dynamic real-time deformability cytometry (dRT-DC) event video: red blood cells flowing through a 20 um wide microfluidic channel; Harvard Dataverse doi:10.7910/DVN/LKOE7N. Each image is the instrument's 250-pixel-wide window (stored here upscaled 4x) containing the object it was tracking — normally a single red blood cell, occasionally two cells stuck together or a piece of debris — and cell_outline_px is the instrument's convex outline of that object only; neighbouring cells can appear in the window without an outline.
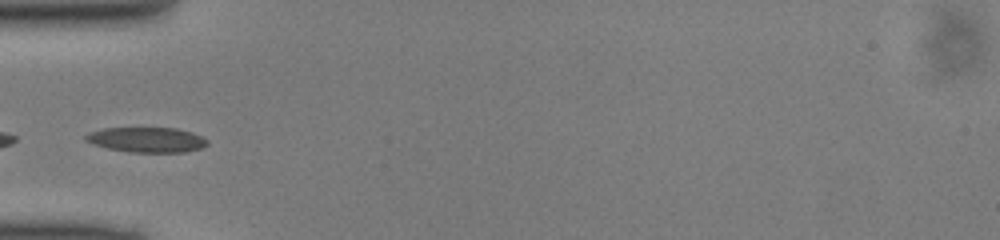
{"species": "common noctule bat (a hibernating species)", "species_latin": "Nyctalus noctula", "temperature_condition": "cold", "stored_images_in_passage": 27, "camera_frame_rate_fps": 3000, "um_per_image_px": 0.085, "animal": {"sex": "male", "body_mass_g": 13.0, "forearm_length_mm": 53.1}, "frame": {"image": 1, "passage_image": 1, "time_ms": 0.0, "image_size_px": [1000, 240], "cell_outline_px": [[208, 144], [200, 148], [184, 152], [128, 152], [108, 148], [92, 144], [84, 140], [84, 136], [92, 132], [104, 128], [176, 128], [192, 132], [208, 140]], "centroid_in_image_um": [12.47, 11.88], "position_along_channel_um": 72.5, "area_um2": 17.69}}
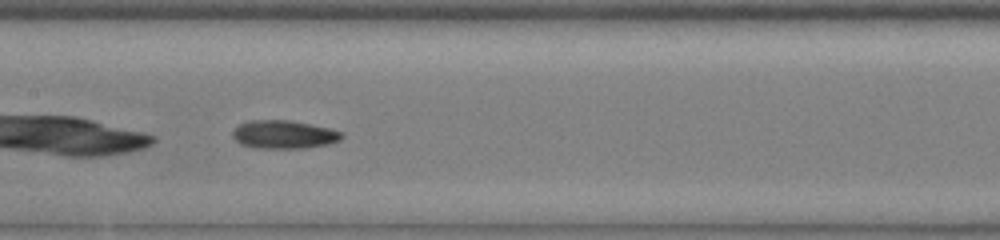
{"frame": {"image": 2, "passage_image": 9, "time_ms": 2.667, "image_size_px": [1000, 240], "cell_outline_px": [[344, 136], [340, 140], [328, 144], [304, 148], [256, 148], [240, 144], [232, 136], [232, 132], [240, 124], [248, 120], [288, 120], [328, 128], [344, 132]], "centroid_in_image_um": [24.13, 11.43], "position_along_channel_um": 183.3, "area_um2": 17.92}}
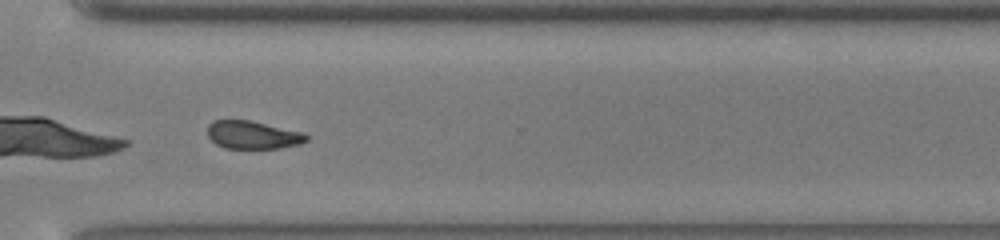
{"frame": {"image": 3, "passage_image": 21, "time_ms": 6.667, "image_size_px": [1000, 240], "cell_outline_px": [[308, 140], [300, 144], [280, 148], [224, 148], [216, 144], [208, 136], [208, 124], [212, 120], [248, 120], [304, 132], [308, 136]], "centroid_in_image_um": [21.49, 11.47], "position_along_channel_um": 349.1, "area_um2": 16.13}}